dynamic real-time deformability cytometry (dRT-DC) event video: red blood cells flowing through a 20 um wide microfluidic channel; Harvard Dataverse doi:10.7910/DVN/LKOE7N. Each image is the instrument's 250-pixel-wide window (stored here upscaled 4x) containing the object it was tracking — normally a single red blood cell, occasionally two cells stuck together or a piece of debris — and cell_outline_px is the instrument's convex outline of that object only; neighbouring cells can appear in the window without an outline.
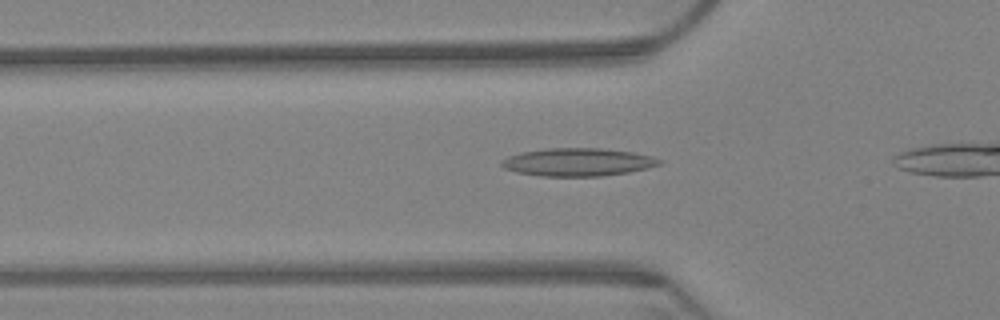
{"species": "Egyptian fruit bat (a non-hibernating species)", "species_latin": "Rousettus aegyptiacus", "temperature_condition": "warm", "stored_images_in_passage": 42, "camera_frame_rate_fps": 3000, "um_per_image_px": 0.085, "animal": {"sex": "female"}, "frame": {"image": 1, "passage_image": 12, "time_ms": 3.667, "image_size_px": [1000, 320], "cell_outline_px": [[664, 160], [660, 164], [648, 168], [628, 172], [600, 176], [540, 176], [516, 172], [504, 168], [500, 164], [500, 160], [508, 156], [520, 152], [544, 148], [600, 148], [632, 152], [652, 156]], "centroid_in_image_um": [49.09, 13.77], "position_along_channel_um": 76.7, "area_um2": 25.84}}
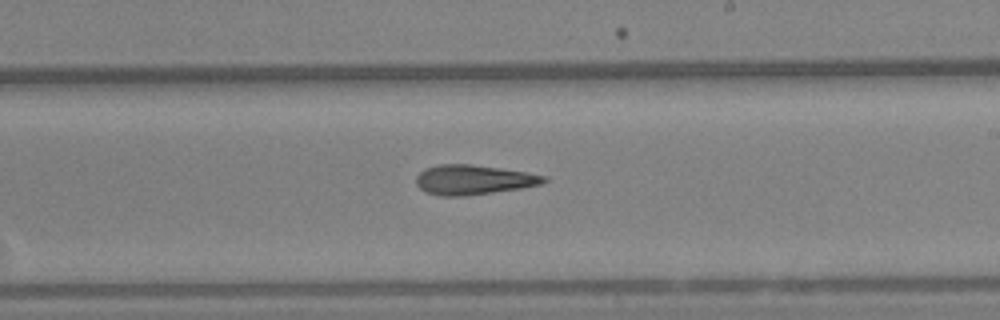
{"frame": {"image": 2, "passage_image": 28, "time_ms": 9.0, "image_size_px": [1000, 320], "cell_outline_px": [[548, 180], [540, 184], [520, 188], [464, 196], [440, 196], [428, 192], [420, 188], [416, 184], [416, 176], [424, 168], [440, 164], [468, 164], [524, 172], [548, 176]], "centroid_in_image_um": [40.21, 15.28], "position_along_channel_um": 248.8, "area_um2": 21.79}}
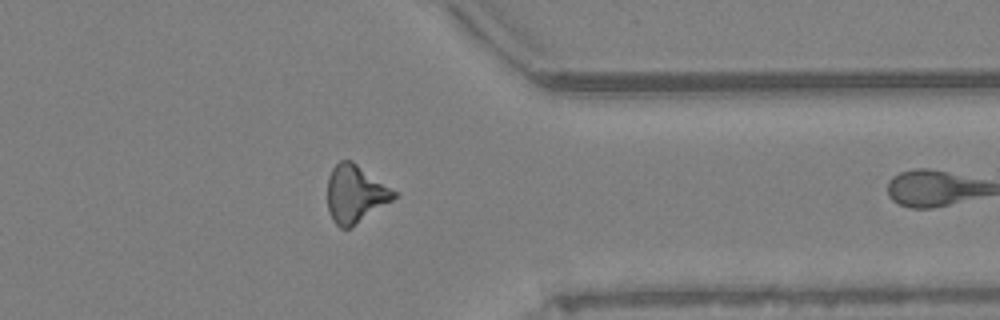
{"frame": {"image": 3, "passage_image": 41, "time_ms": 13.333, "image_size_px": [1000, 320], "cell_outline_px": [[400, 192], [392, 200], [348, 228], [340, 228], [332, 220], [328, 208], [328, 176], [332, 168], [340, 160], [352, 160]], "centroid_in_image_um": [30.21, 16.43], "position_along_channel_um": 381.2, "area_um2": 22.31}}